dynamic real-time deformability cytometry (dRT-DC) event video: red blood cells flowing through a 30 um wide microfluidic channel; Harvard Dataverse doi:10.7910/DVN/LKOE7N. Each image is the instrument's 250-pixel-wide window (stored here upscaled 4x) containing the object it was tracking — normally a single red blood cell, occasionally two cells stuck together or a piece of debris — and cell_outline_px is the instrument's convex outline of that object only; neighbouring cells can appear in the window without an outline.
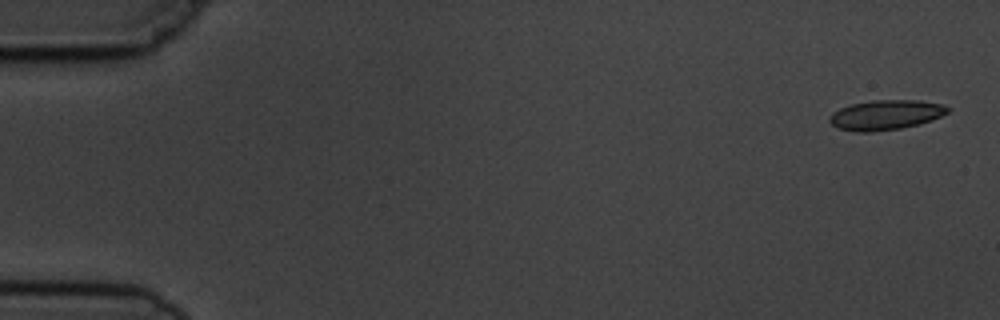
{"species": "common noctule bat (a hibernating species)", "species_latin": "Nyctalus noctula", "temperature_condition": "cold", "stored_images_in_passage": 4, "camera_frame_rate_fps": 3000, "um_per_image_px": 0.085, "animal": {"sex": "male", "body_mass_g": 19.5, "forearm_length_mm": 54.6}, "frame": {"image": 1, "passage_image": 1, "time_ms": 0.0, "image_size_px": [1000, 320], "cell_outline_px": [[952, 108], [948, 112], [940, 116], [920, 124], [900, 128], [872, 132], [856, 132], [836, 128], [828, 120], [828, 116], [832, 112], [840, 108], [852, 104], [872, 100], [920, 100], [944, 104]], "centroid_in_image_um": [75.27, 9.76], "position_along_channel_um": 9.7, "area_um2": 20.75}}
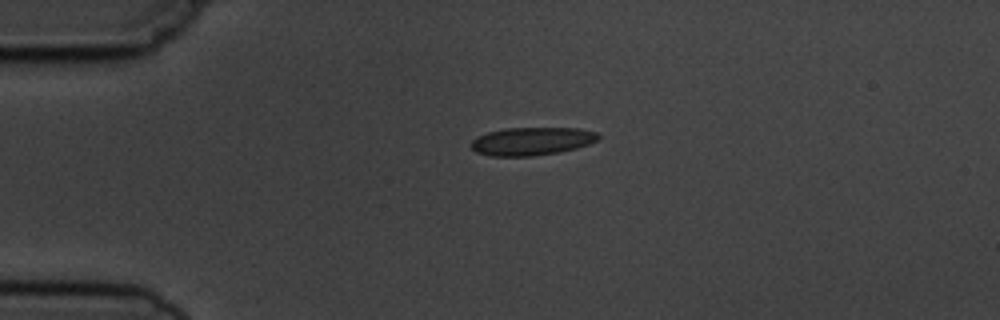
{"frame": {"image": 2, "passage_image": 4, "time_ms": 3.667, "image_size_px": [1000, 320], "cell_outline_px": [[600, 136], [596, 140], [588, 144], [576, 148], [560, 152], [532, 156], [488, 156], [476, 152], [472, 148], [472, 140], [476, 136], [488, 132], [508, 128], [580, 128], [596, 132]], "centroid_in_image_um": [45.19, 12.0], "position_along_channel_um": 39.8, "area_um2": 20.75}}